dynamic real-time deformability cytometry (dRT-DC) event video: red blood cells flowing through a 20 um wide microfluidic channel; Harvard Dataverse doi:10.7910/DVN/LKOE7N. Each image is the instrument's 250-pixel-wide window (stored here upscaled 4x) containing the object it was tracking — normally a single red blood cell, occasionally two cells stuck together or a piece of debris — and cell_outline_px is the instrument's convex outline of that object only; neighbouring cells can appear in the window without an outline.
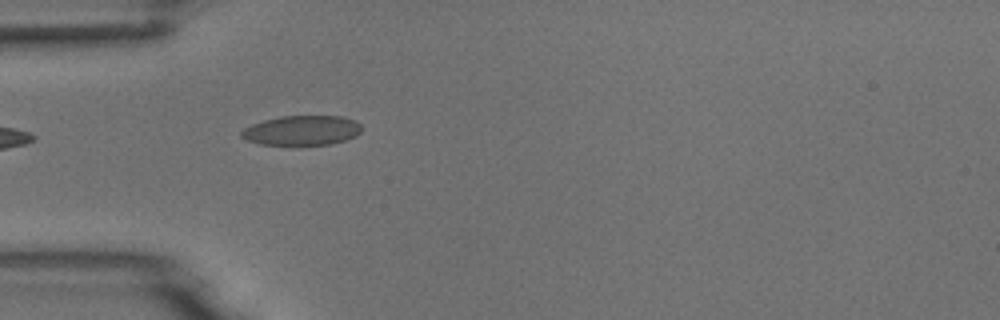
{"species": "common noctule bat (a hibernating species)", "species_latin": "Nyctalus noctula", "temperature_condition": "room temperature", "stored_images_in_passage": 9, "camera_frame_rate_fps": 3000, "um_per_image_px": 0.085, "animal": {"sex": "male", "body_mass_g": 18.8}, "frame": {"image": 1, "passage_image": 1, "time_ms": 0.0, "image_size_px": [1000, 320], "cell_outline_px": [[360, 132], [356, 136], [332, 144], [260, 144], [248, 140], [240, 136], [240, 132], [244, 128], [252, 124], [264, 120], [280, 116], [344, 116], [356, 120], [360, 124]], "centroid_in_image_um": [25.67, 11.07], "position_along_channel_um": 59.3, "area_um2": 20.69}}